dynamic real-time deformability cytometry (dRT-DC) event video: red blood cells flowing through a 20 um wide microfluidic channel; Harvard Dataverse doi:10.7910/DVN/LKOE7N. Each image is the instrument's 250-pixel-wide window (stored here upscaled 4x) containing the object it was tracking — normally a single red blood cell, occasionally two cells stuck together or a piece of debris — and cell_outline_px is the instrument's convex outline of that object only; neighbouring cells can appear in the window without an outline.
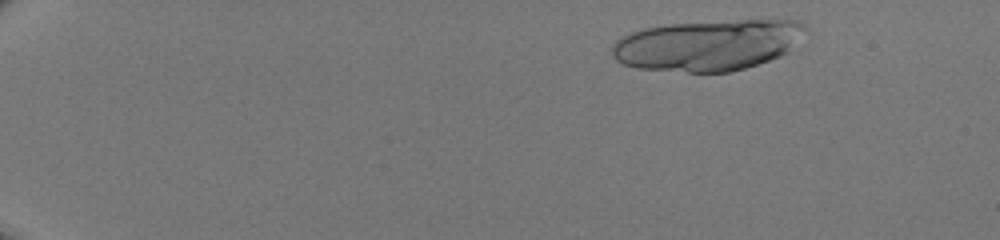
{"species": "human", "species_latin": "Homo sapiens", "temperature_condition": "room temperature", "stored_images_in_passage": 19, "camera_frame_rate_fps": 3000, "um_per_image_px": 0.085, "donor": {"sex": "male"}, "frame": {"image": 1, "passage_image": 3, "time_ms": 0.667, "image_size_px": [1000, 240], "cell_outline_px": [[812, 32], [788, 52], [780, 56], [744, 68], [728, 72], [688, 72], [636, 68], [624, 64], [616, 60], [612, 56], [612, 44], [616, 40], [632, 32], [644, 28], [668, 24], [740, 20], [800, 20]], "centroid_in_image_um": [60.25, 3.82], "position_along_channel_um": 24.8, "area_um2": 57.86}}